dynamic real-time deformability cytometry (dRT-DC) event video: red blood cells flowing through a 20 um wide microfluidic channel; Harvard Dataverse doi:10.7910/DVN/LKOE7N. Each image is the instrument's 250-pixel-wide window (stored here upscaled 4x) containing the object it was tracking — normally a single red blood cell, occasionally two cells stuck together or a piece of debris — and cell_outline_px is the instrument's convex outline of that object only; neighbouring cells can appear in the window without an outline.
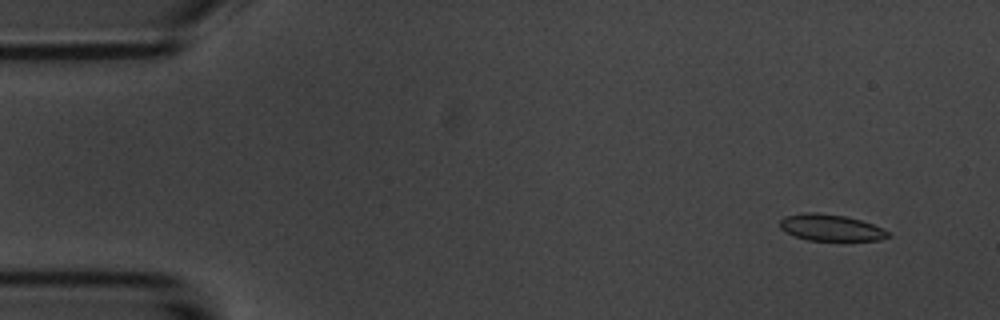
{"species": "common noctule bat (a hibernating species)", "species_latin": "Nyctalus noctula", "temperature_condition": "room temperature", "stored_images_in_passage": 4, "camera_frame_rate_fps": 3000, "um_per_image_px": 0.085, "animal": {"sex": "male", "body_mass_g": 20.1, "forearm_length_mm": 53.5}, "frame": {"image": 1, "passage_image": 2, "time_ms": 1.0, "image_size_px": [1000, 320], "cell_outline_px": [[892, 236], [880, 240], [808, 240], [784, 232], [780, 228], [780, 220], [784, 216], [804, 212], [816, 212], [844, 216], [860, 220], [872, 224], [888, 232]], "centroid_in_image_um": [70.57, 19.34], "position_along_channel_um": 14.4, "area_um2": 16.59}}
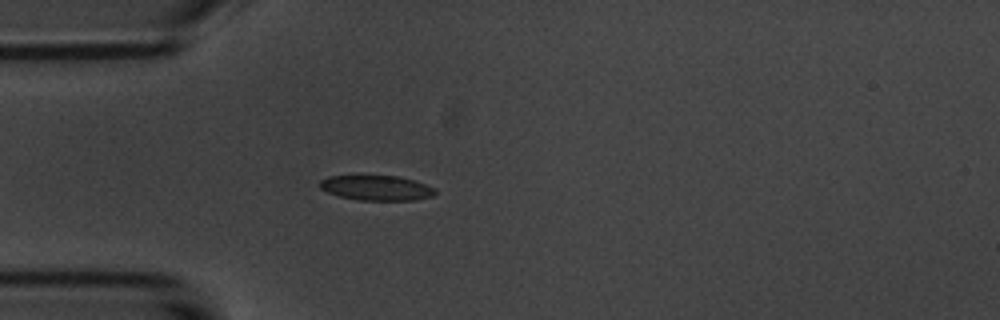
{"frame": {"image": 2, "passage_image": 4, "time_ms": 4.667, "image_size_px": [1000, 320], "cell_outline_px": [[436, 192], [432, 196], [416, 200], [356, 200], [340, 196], [328, 192], [320, 188], [320, 180], [328, 176], [396, 176], [412, 180], [436, 188]], "centroid_in_image_um": [32.0, 15.98], "position_along_channel_um": 53.0, "area_um2": 16.65}}